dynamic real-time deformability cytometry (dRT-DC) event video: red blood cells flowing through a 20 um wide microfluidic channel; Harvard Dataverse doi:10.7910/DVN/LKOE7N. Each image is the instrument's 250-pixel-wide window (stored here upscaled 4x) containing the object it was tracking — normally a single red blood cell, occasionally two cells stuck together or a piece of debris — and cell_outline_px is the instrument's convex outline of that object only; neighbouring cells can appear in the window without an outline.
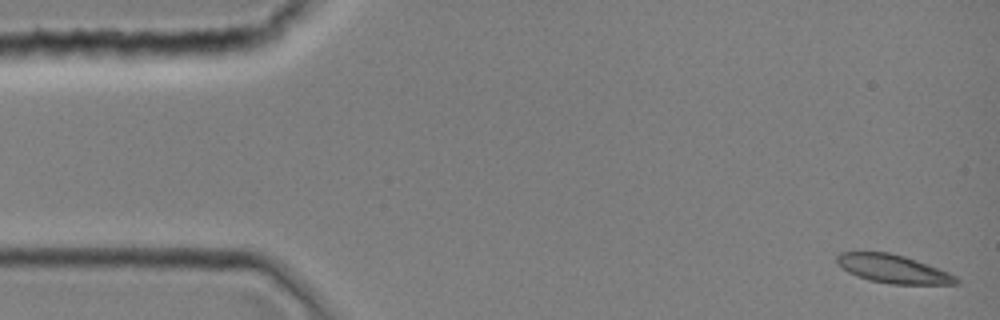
{"species": "common noctule bat (a hibernating species)", "species_latin": "Nyctalus noctula", "temperature_condition": "room temperature", "stored_images_in_passage": 11, "camera_frame_rate_fps": 3000, "um_per_image_px": 0.085, "animal": {"sex": "female", "body_mass_g": 19.0, "forearm_length_mm": 51.5}, "frame": {"image": 1, "passage_image": 1, "time_ms": 0.0, "image_size_px": [1000, 320], "cell_outline_px": [[960, 284], [892, 284], [868, 280], [856, 276], [848, 272], [836, 260], [836, 256], [840, 252], [888, 252], [904, 256], [916, 260], [948, 272], [956, 276], [960, 280]], "centroid_in_image_um": [75.93, 22.86], "position_along_channel_um": 9.1, "area_um2": 19.59}}
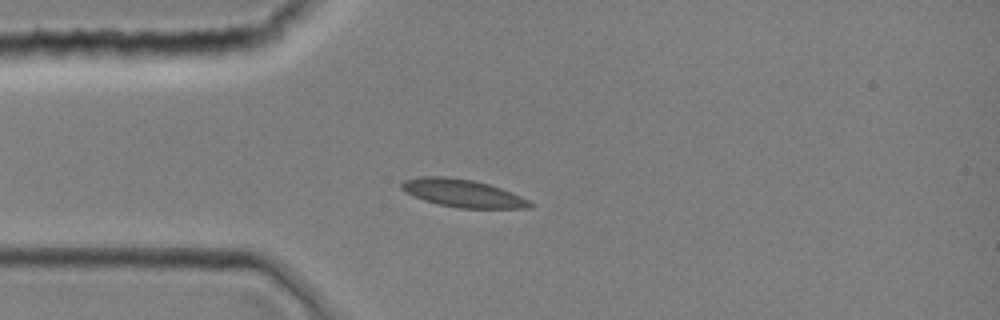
{"frame": {"image": 2, "passage_image": 10, "time_ms": 3.0, "image_size_px": [1000, 320], "cell_outline_px": [[536, 204], [532, 208], [460, 208], [440, 204], [424, 200], [412, 196], [400, 188], [400, 184], [404, 180], [420, 176], [448, 176], [472, 180], [488, 184], [512, 192]], "centroid_in_image_um": [39.33, 16.42], "position_along_channel_um": 45.7, "area_um2": 20.81}}